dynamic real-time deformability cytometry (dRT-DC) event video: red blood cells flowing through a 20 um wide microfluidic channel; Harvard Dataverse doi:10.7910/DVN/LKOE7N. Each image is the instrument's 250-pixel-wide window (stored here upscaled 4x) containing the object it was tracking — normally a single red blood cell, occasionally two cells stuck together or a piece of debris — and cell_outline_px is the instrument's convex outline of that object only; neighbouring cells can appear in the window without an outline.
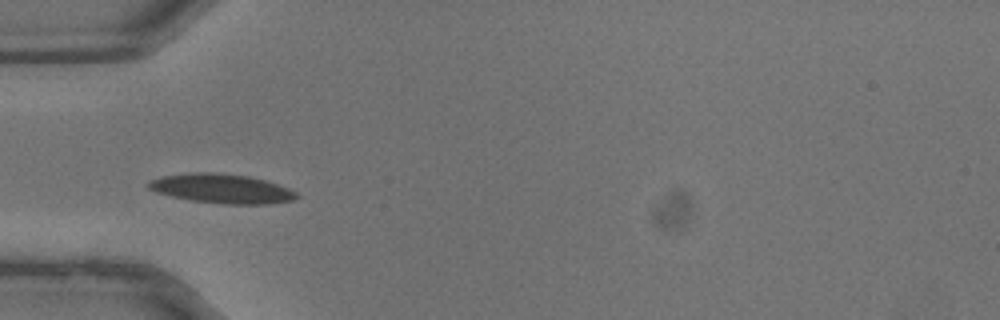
{"species": "common noctule bat (a hibernating species)", "species_latin": "Nyctalus noctula", "temperature_condition": "warm", "stored_images_in_passage": 26, "camera_frame_rate_fps": 3000, "um_per_image_px": 0.085, "animal": {"sex": "male", "body_mass_g": 13.3}, "frame": {"image": 1, "passage_image": 1, "time_ms": 0.0, "image_size_px": [1000, 320], "cell_outline_px": [[300, 196], [292, 200], [268, 204], [224, 204], [192, 200], [172, 196], [156, 192], [148, 188], [148, 180], [160, 176], [192, 172], [216, 172], [248, 176], [264, 180], [288, 188], [296, 192]], "centroid_in_image_um": [18.82, 16.02], "position_along_channel_um": 66.2, "area_um2": 25.26}}
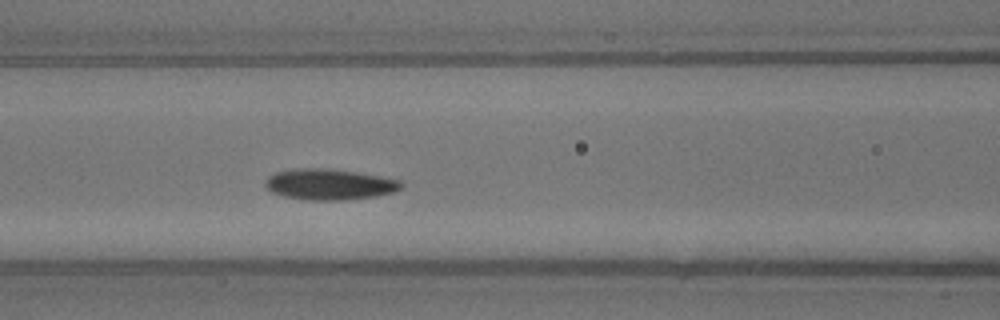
{"frame": {"image": 2, "passage_image": 5, "time_ms": 1.333, "image_size_px": [1000, 320], "cell_outline_px": [[404, 188], [392, 192], [376, 196], [344, 200], [308, 200], [284, 196], [272, 192], [264, 184], [264, 180], [268, 176], [276, 172], [296, 168], [324, 168], [356, 172], [380, 176], [400, 180], [404, 184]], "centroid_in_image_um": [28.01, 15.67], "position_along_channel_um": 138.6, "area_um2": 24.51}}
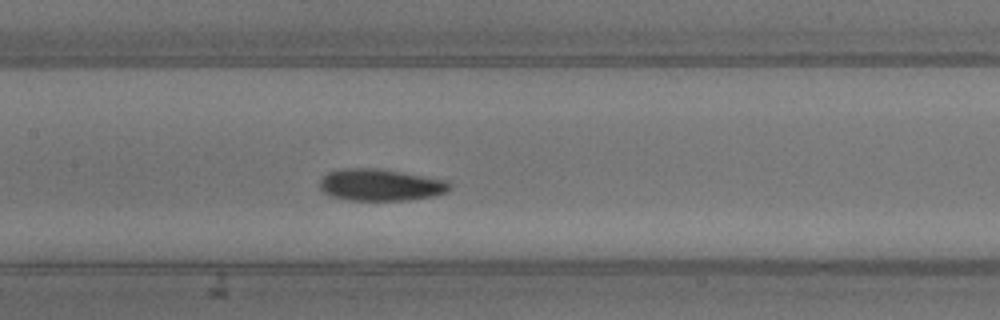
{"frame": {"image": 3, "passage_image": 7, "time_ms": 2.0, "image_size_px": [1000, 320], "cell_outline_px": [[452, 188], [448, 192], [432, 196], [408, 200], [348, 200], [328, 196], [320, 188], [320, 180], [328, 172], [340, 168], [376, 168], [448, 180], [452, 184]], "centroid_in_image_um": [32.35, 15.72], "position_along_channel_um": 175.1, "area_um2": 24.28}}